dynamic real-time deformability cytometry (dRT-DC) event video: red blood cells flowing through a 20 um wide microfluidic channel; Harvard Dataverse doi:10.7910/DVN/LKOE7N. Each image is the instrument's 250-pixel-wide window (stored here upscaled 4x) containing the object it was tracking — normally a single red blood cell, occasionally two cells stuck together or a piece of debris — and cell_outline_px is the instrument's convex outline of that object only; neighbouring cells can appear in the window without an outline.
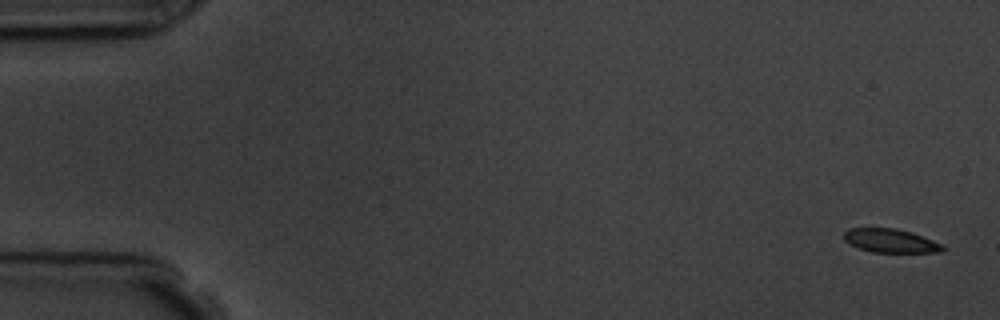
{"species": "common noctule bat (a hibernating species)", "species_latin": "Nyctalus noctula", "temperature_condition": "room temperature", "stored_images_in_passage": 5, "camera_frame_rate_fps": 3000, "um_per_image_px": 0.085, "animal": {"sex": "male", "body_mass_g": 19.5, "forearm_length_mm": 54.6}, "frame": {"image": 1, "passage_image": 1, "time_ms": 0.0, "image_size_px": [1000, 320], "cell_outline_px": [[948, 248], [944, 252], [872, 252], [860, 248], [844, 240], [844, 232], [848, 228], [892, 228], [912, 232], [944, 244]], "centroid_in_image_um": [75.77, 20.47], "position_along_channel_um": 9.2, "area_um2": 13.7}}
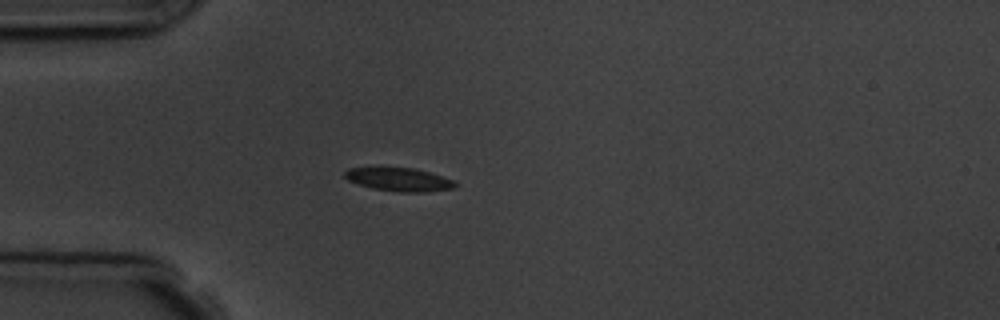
{"frame": {"image": 2, "passage_image": 5, "time_ms": 4.667, "image_size_px": [1000, 320], "cell_outline_px": [[460, 184], [456, 188], [424, 192], [400, 192], [372, 188], [348, 180], [344, 176], [344, 172], [348, 168], [412, 168], [428, 172], [452, 180]], "centroid_in_image_um": [33.95, 15.27], "position_along_channel_um": 51.1, "area_um2": 14.8}}